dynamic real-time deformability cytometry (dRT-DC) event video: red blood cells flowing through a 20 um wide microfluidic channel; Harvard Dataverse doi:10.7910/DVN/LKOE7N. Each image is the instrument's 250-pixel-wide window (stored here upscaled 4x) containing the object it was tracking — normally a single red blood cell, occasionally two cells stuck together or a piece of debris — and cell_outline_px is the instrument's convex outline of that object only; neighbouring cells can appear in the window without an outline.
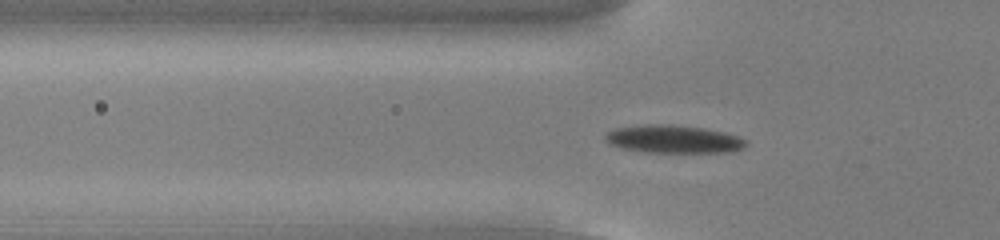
{"species": "common noctule bat (a hibernating species)", "species_latin": "Nyctalus noctula", "temperature_condition": "cold", "stored_images_in_passage": 55, "camera_frame_rate_fps": 3000, "um_per_image_px": 0.085, "animal": {"sex": "male", "body_mass_g": 13.0, "forearm_length_mm": 53.1}, "frame": {"image": 1, "passage_image": 19, "time_ms": 6.0, "image_size_px": [1000, 240], "cell_outline_px": [[748, 144], [744, 148], [724, 152], [644, 152], [620, 148], [608, 144], [604, 140], [604, 136], [608, 132], [616, 128], [644, 124], [672, 124], [704, 128], [724, 132], [748, 140]], "centroid_in_image_um": [57.21, 11.82], "position_along_channel_um": 68.6, "area_um2": 23.06}}
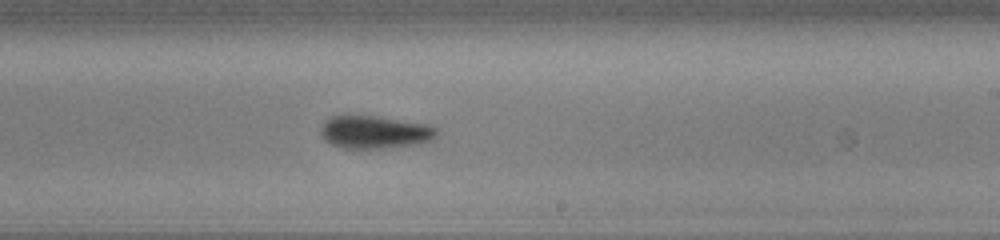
{"frame": {"image": 2, "passage_image": 34, "time_ms": 11.0, "image_size_px": [1000, 240], "cell_outline_px": [[436, 136], [432, 140], [424, 144], [392, 148], [344, 148], [332, 144], [324, 140], [320, 136], [320, 128], [324, 120], [328, 116], [376, 116], [424, 124], [436, 128]], "centroid_in_image_um": [31.83, 11.25], "position_along_channel_um": 257.2, "area_um2": 22.37}}
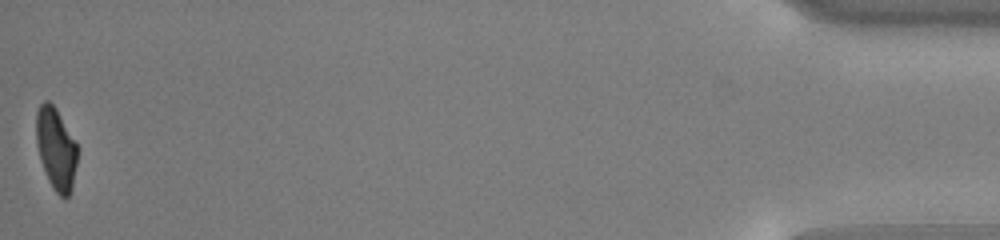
{"frame": {"image": 3, "passage_image": 55, "time_ms": 18.0, "image_size_px": [1000, 240], "cell_outline_px": [[76, 164], [72, 188], [68, 196], [64, 200], [52, 188], [48, 180], [40, 160], [36, 144], [36, 112], [40, 104], [44, 100], [48, 100], [56, 108], [76, 144]], "centroid_in_image_um": [4.73, 12.65], "position_along_channel_um": 430.5, "area_um2": 19.54}, "authors_computed_cell_mechanics": {"area_um2": 21.3282, "velocity_mm_per_s": 3.8005, "shape_relaxation_time_tau1_ms": 2.6516, "shape_relaxation_time_tau2_ms": 11.2101, "deformation_change_tau1": 0.1132, "deformation_change_tau2": 0.1682}}